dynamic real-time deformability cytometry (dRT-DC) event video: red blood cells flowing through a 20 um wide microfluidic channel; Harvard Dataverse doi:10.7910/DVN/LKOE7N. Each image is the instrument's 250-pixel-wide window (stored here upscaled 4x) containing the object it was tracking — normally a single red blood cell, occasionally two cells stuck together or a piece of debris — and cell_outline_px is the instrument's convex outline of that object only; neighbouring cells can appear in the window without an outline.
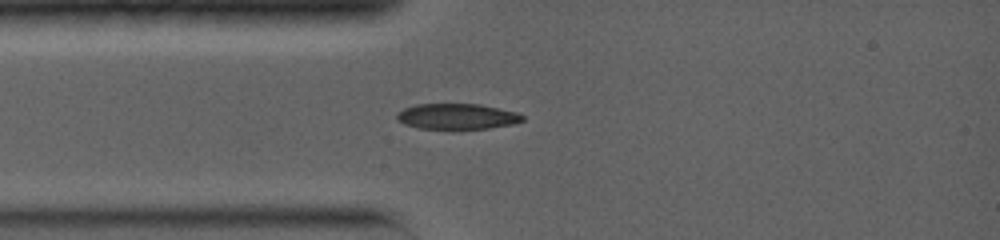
{"species": "common noctule bat (a hibernating species)", "species_latin": "Nyctalus noctula", "temperature_condition": "warm", "stored_images_in_passage": 24, "camera_frame_rate_fps": 5000, "um_per_image_px": 0.085, "animal": {"sex": "female", "body_mass_g": 19.0, "forearm_length_mm": 56.7}, "frame": {"image": 1, "passage_image": 1, "time_ms": 0.0, "image_size_px": [1000, 240], "cell_outline_px": [[524, 120], [512, 124], [488, 128], [420, 128], [404, 124], [396, 120], [396, 112], [404, 108], [416, 104], [480, 104], [516, 112], [524, 116]], "centroid_in_image_um": [38.81, 9.88], "position_along_channel_um": 46.2, "area_um2": 18.61}}
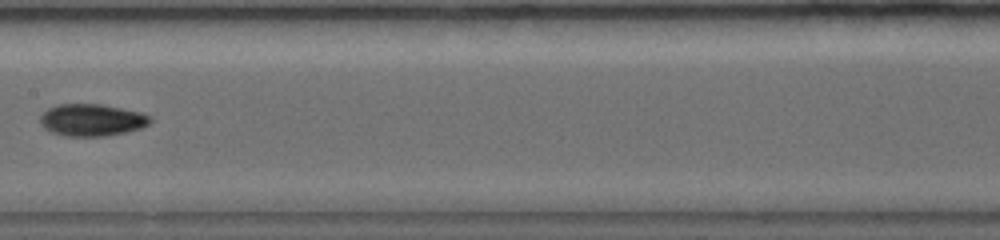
{"frame": {"image": 2, "passage_image": 9, "time_ms": 3.8, "image_size_px": [1000, 240], "cell_outline_px": [[152, 120], [148, 124], [140, 128], [108, 136], [64, 136], [52, 132], [44, 128], [40, 124], [40, 116], [48, 108], [56, 104], [100, 104], [140, 112], [152, 116]], "centroid_in_image_um": [7.78, 10.2], "position_along_channel_um": 199.6, "area_um2": 20.58}}
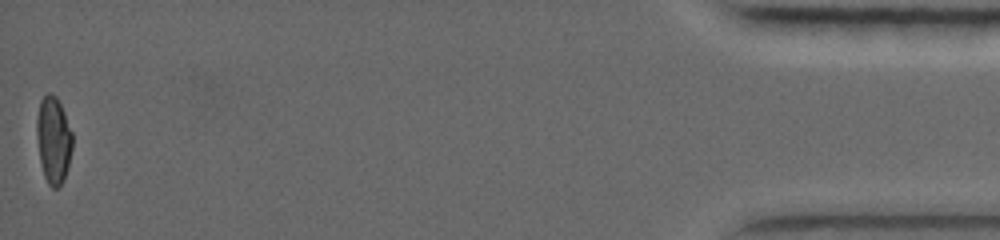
{"frame": {"image": 3, "passage_image": 24, "time_ms": 12.8, "image_size_px": [1000, 240], "cell_outline_px": [[72, 148], [64, 180], [56, 188], [52, 188], [48, 184], [44, 176], [40, 160], [36, 136], [36, 116], [40, 100], [48, 92], [56, 96], [64, 112], [72, 132]], "centroid_in_image_um": [4.52, 11.88], "position_along_channel_um": 430.7, "area_um2": 18.09}, "authors_computed_cell_mechanics": {"area_um2": 18.7272, "velocity_mm_per_s": 4.0585, "shape_relaxation_time_tau1_ms": 5.0733, "shape_relaxation_time_tau2_ms": 1.1561, "deformation_change_tau1": 0.2038, "deformation_change_tau2": 0.0317}}